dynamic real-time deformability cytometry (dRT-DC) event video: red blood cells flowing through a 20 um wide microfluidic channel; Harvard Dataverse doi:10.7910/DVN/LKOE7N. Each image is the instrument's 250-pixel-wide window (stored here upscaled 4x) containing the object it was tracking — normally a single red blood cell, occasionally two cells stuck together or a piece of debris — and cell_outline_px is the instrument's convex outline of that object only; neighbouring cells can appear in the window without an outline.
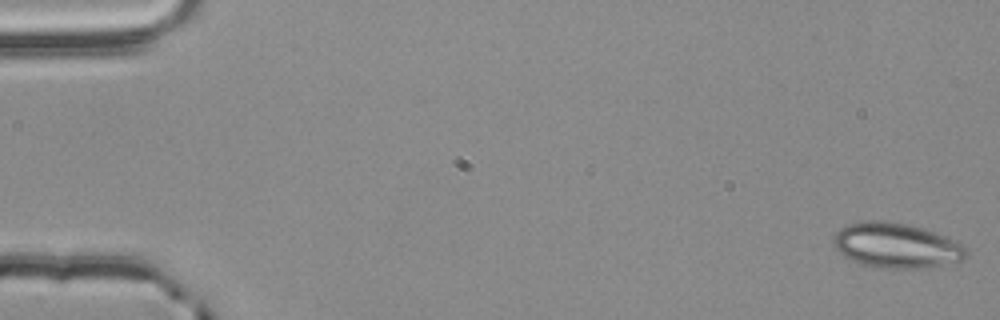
{"species": "common noctule bat (a hibernating species)", "species_latin": "Nyctalus noctula", "temperature_condition": "room temperature", "stored_images_in_passage": 55, "camera_frame_rate_fps": 3000, "um_per_image_px": 0.085, "animal": {"sex": "male", "body_mass_g": 20.4}, "frame": {"image": 1, "passage_image": 1, "time_ms": 0.0, "image_size_px": [1000, 320], "cell_outline_px": [[968, 256], [964, 260], [928, 268], [880, 268], [860, 264], [844, 256], [832, 244], [832, 240], [836, 232], [844, 224], [868, 220], [884, 220], [908, 224], [944, 236], [964, 244], [968, 248]], "centroid_in_image_um": [76.19, 20.87], "position_along_channel_um": 8.8, "area_um2": 35.2}}
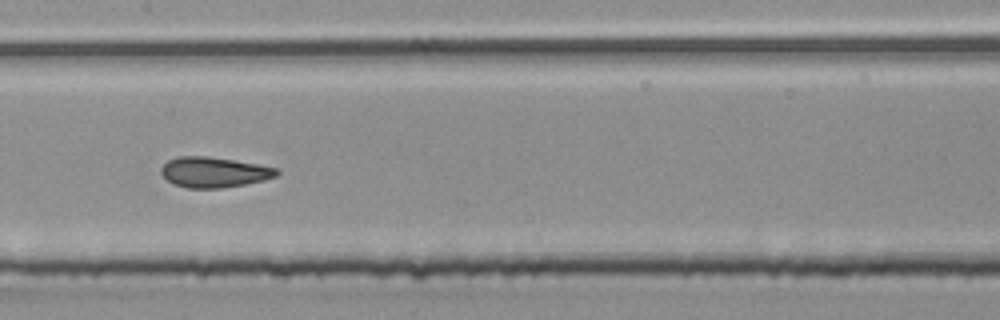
{"frame": {"image": 2, "passage_image": 28, "time_ms": 9.0, "image_size_px": [1000, 320], "cell_outline_px": [[280, 172], [276, 176], [264, 180], [244, 184], [220, 188], [188, 188], [176, 184], [168, 180], [160, 172], [160, 168], [168, 160], [180, 156], [208, 156], [260, 164], [276, 168]], "centroid_in_image_um": [18.2, 14.62], "position_along_channel_um": 189.2, "area_um2": 20.35}}
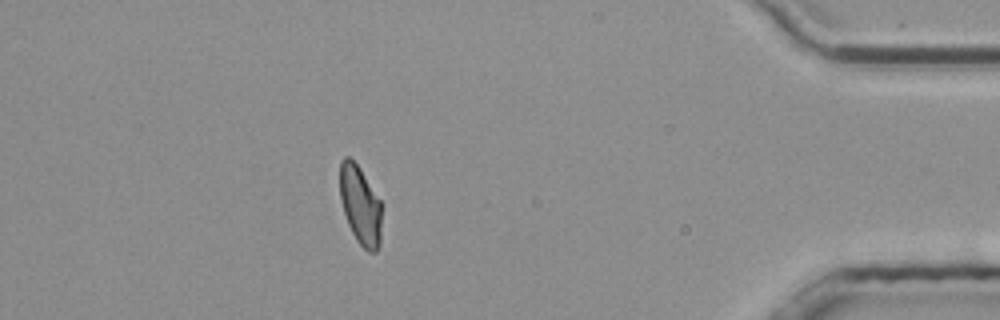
{"frame": {"image": 3, "passage_image": 49, "time_ms": 16.0, "image_size_px": [1000, 320], "cell_outline_px": [[380, 248], [376, 252], [368, 252], [356, 240], [348, 224], [340, 200], [340, 160], [344, 156], [348, 156], [360, 168], [380, 200]], "centroid_in_image_um": [30.61, 17.45], "position_along_channel_um": 404.6, "area_um2": 19.07}, "authors_computed_cell_mechanics": {"area_um2": 20.4034, "velocity_mm_per_s": 3.7806, "shape_relaxation_time_tau1_ms": 4.7722, "shape_relaxation_time_tau2_ms": 1.4028, "deformation_change_tau1": 0.1156, "deformation_change_tau2": 0.0611}}